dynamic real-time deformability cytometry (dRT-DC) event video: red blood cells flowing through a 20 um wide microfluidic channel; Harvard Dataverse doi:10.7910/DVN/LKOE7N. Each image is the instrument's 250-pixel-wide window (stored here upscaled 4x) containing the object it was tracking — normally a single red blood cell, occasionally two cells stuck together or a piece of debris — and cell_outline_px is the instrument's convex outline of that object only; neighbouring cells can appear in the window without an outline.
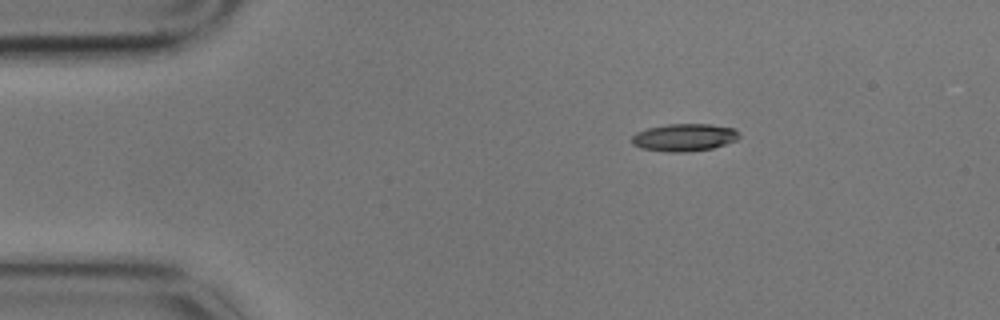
{"species": "common noctule bat (a hibernating species)", "species_latin": "Nyctalus noctula", "temperature_condition": "cold", "stored_images_in_passage": 3, "camera_frame_rate_fps": 3000, "um_per_image_px": 0.085, "animal": {"sex": "male", "body_mass_g": 17.9}, "frame": {"image": 1, "passage_image": 1, "time_ms": 0.0, "image_size_px": [1000, 320], "cell_outline_px": [[740, 136], [736, 140], [712, 148], [688, 152], [668, 152], [640, 148], [632, 144], [632, 136], [636, 132], [648, 128], [668, 124], [712, 124], [736, 128], [740, 132]], "centroid_in_image_um": [58.18, 11.67], "position_along_channel_um": 26.8, "area_um2": 17.34}}